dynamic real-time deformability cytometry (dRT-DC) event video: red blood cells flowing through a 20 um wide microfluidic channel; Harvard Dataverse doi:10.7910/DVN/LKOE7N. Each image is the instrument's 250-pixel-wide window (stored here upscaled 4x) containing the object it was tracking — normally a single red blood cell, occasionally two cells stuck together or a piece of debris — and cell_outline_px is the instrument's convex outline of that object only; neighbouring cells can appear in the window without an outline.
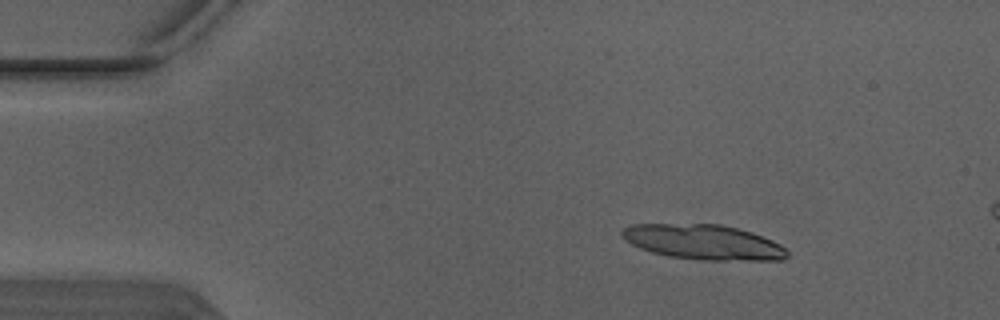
{"species": "Egyptian fruit bat (a non-hibernating species)", "species_latin": "Rousettus aegyptiacus", "temperature_condition": "warm", "stored_images_in_passage": 5, "camera_frame_rate_fps": 3000, "um_per_image_px": 0.085, "animal": {"sex": "male"}, "frame": {"image": 1, "passage_image": 2, "time_ms": 0.333, "image_size_px": [1000, 320], "cell_outline_px": [[788, 256], [784, 260], [704, 260], [668, 256], [652, 252], [640, 248], [624, 240], [620, 232], [624, 228], [632, 224], [720, 224], [752, 232], [772, 240], [780, 244], [788, 252]], "centroid_in_image_um": [59.79, 20.58], "position_along_channel_um": 25.2, "area_um2": 33.64}}